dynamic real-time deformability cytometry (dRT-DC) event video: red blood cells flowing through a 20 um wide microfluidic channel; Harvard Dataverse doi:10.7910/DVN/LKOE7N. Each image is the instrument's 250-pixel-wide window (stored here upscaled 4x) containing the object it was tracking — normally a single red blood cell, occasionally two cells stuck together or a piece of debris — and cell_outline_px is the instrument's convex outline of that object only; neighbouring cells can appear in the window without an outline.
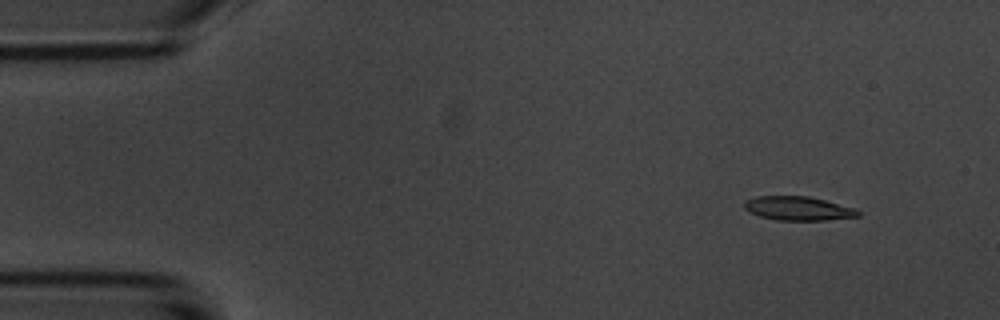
{"species": "common noctule bat (a hibernating species)", "species_latin": "Nyctalus noctula", "temperature_condition": "room temperature", "stored_images_in_passage": 54, "camera_frame_rate_fps": 3000, "um_per_image_px": 0.085, "animal": {"sex": "male", "body_mass_g": 20.1, "forearm_length_mm": 53.5}, "frame": {"image": 1, "passage_image": 5, "time_ms": 1.333, "image_size_px": [1000, 320], "cell_outline_px": [[860, 216], [828, 220], [776, 220], [760, 216], [748, 212], [744, 208], [744, 200], [756, 196], [808, 196], [856, 208], [860, 212]], "centroid_in_image_um": [67.83, 17.71], "position_along_channel_um": 17.2, "area_um2": 15.95}}
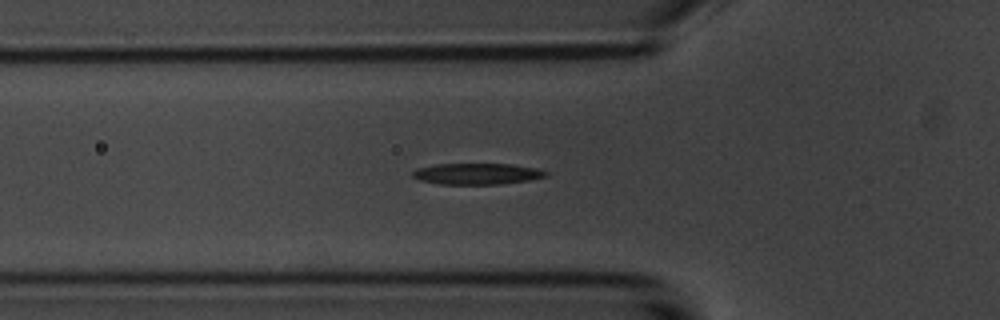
{"frame": {"image": 2, "passage_image": 18, "time_ms": 5.667, "image_size_px": [1000, 320], "cell_outline_px": [[548, 176], [528, 180], [500, 184], [440, 184], [420, 180], [412, 176], [412, 172], [416, 168], [436, 164], [512, 164], [536, 168], [548, 172]], "centroid_in_image_um": [40.54, 14.77], "position_along_channel_um": 85.3, "area_um2": 16.42}}
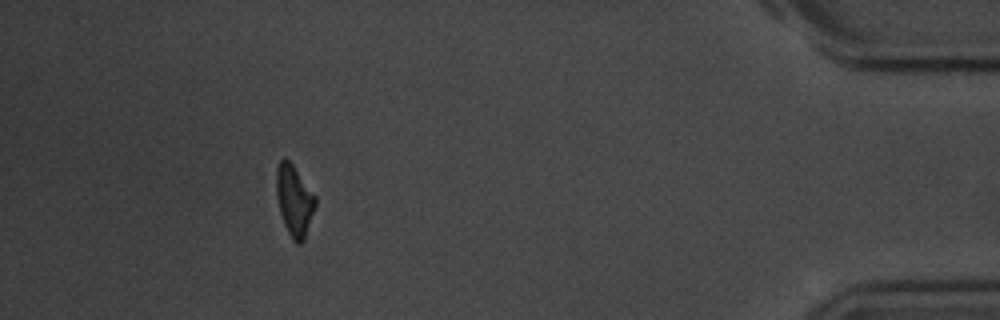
{"frame": {"image": 3, "passage_image": 49, "time_ms": 16.0, "image_size_px": [1000, 320], "cell_outline_px": [[316, 204], [304, 240], [300, 244], [296, 244], [292, 240], [284, 224], [280, 212], [276, 192], [276, 168], [280, 160], [284, 156], [292, 164], [316, 196]], "centroid_in_image_um": [25.01, 17.04], "position_along_channel_um": 410.2, "area_um2": 16.07}, "authors_computed_cell_mechanics": {"area_um2": 16.5886, "velocity_mm_per_s": 3.7042, "shape_relaxation_time_tau1_ms": 2.5101, "shape_relaxation_time_tau2_ms": 3.136, "deformation_change_tau1": 0.1306, "deformation_change_tau2": 0.1221}}